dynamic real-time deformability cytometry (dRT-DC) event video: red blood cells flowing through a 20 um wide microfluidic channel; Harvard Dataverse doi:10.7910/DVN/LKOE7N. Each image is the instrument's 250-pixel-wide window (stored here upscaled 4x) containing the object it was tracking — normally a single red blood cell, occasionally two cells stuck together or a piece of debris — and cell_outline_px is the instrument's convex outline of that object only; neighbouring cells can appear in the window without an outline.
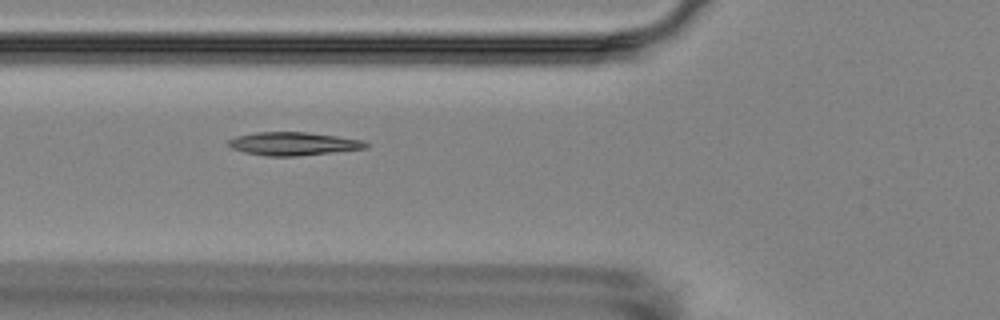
{"species": "Egyptian fruit bat (a non-hibernating species)", "species_latin": "Rousettus aegyptiacus", "temperature_condition": "room temperature", "stored_images_in_passage": 17, "camera_frame_rate_fps": 3000, "um_per_image_px": 0.085, "animal": {"sex": "female"}, "frame": {"image": 1, "passage_image": 7, "time_ms": 6.667, "image_size_px": [1000, 320], "cell_outline_px": [[368, 148], [296, 156], [268, 156], [244, 152], [232, 148], [228, 144], [228, 140], [236, 136], [256, 132], [308, 132], [364, 140], [368, 144]], "centroid_in_image_um": [24.94, 12.21], "position_along_channel_um": 100.9, "area_um2": 18.5}}
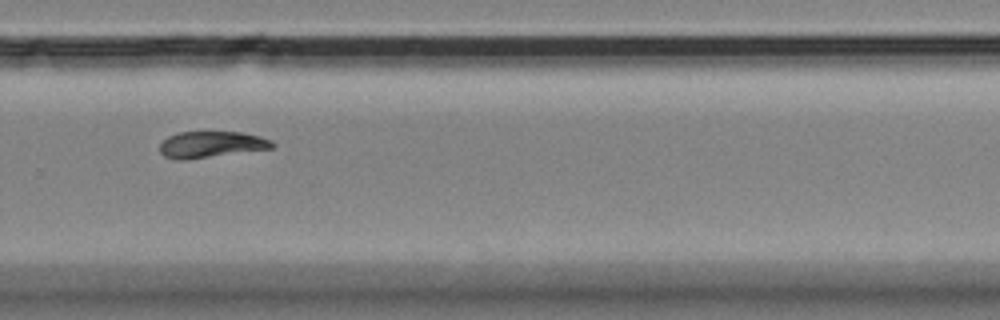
{"frame": {"image": 2, "passage_image": 12, "time_ms": 12.667, "image_size_px": [1000, 320], "cell_outline_px": [[276, 144], [272, 148], [188, 160], [176, 160], [164, 156], [160, 152], [160, 144], [168, 136], [176, 132], [240, 132], [260, 136], [272, 140]], "centroid_in_image_um": [17.94, 12.29], "position_along_channel_um": 311.9, "area_um2": 17.4}}
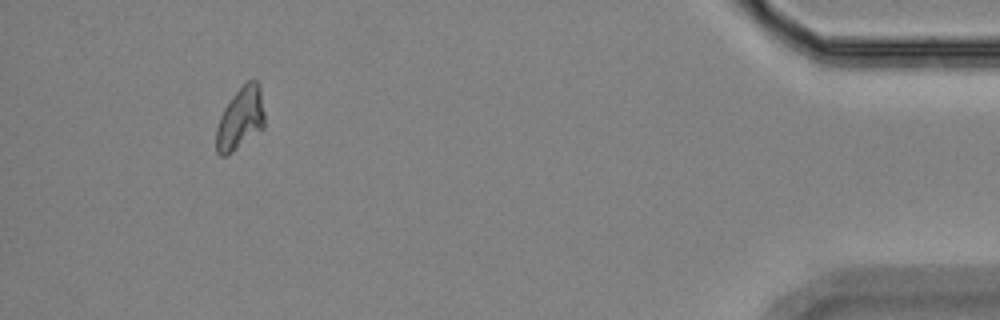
{"frame": {"image": 3, "passage_image": 16, "time_ms": 17.333, "image_size_px": [1000, 320], "cell_outline_px": [[264, 128], [228, 156], [220, 156], [216, 152], [216, 128], [220, 116], [224, 108], [232, 96], [248, 80], [256, 80], [260, 84], [264, 112]], "centroid_in_image_um": [20.43, 10.1], "position_along_channel_um": 414.8, "area_um2": 17.74}, "authors_computed_cell_mechanics": {"area_um2": 18.3226, "velocity_mm_per_s": 3.5296, "shape_relaxation_time_tau1_ms": 4.1672, "shape_relaxation_time_tau2_ms": null, "deformation_change_tau1": 0.1072, "deformation_change_tau2": null}}